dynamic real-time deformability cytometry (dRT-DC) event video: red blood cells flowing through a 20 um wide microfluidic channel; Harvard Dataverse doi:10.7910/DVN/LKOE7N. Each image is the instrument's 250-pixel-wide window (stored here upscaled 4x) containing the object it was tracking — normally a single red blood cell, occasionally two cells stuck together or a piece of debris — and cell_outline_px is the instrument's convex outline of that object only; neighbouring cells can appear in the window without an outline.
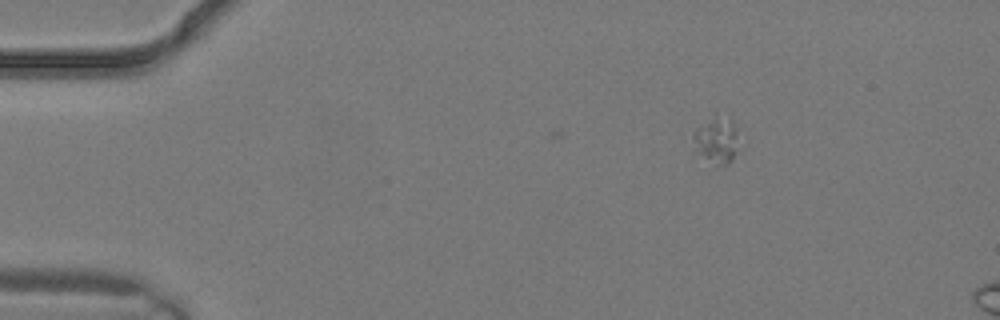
{"species": "common noctule bat (a hibernating species)", "species_latin": "Nyctalus noctula", "temperature_condition": "warm", "stored_images_in_passage": 2, "camera_frame_rate_fps": 3000, "um_per_image_px": 0.085, "animal": {"sex": "male", "body_mass_g": 19.2, "forearm_length_mm": 51.8}, "frame": {"image": 1, "passage_image": 1, "time_ms": 0.0, "image_size_px": [1000, 320], "cell_outline_px": [[736, 152], [732, 160], [728, 164], [720, 164], [696, 152], [692, 136], [696, 128], [716, 112], [732, 120], [736, 128]], "centroid_in_image_um": [60.89, 11.82], "position_along_channel_um": 24.1, "area_um2": 12.08}}